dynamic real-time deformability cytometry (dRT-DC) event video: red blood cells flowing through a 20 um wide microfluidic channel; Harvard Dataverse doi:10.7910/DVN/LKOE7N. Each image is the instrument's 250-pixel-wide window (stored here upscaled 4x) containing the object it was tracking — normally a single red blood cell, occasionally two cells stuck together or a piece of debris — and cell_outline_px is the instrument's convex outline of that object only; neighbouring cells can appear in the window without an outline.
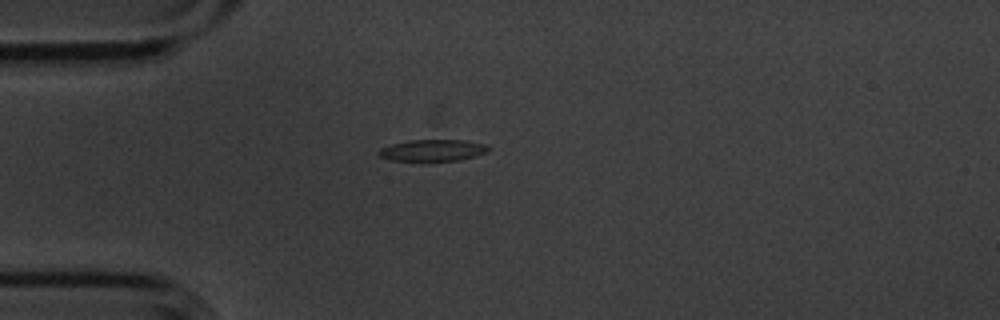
{"species": "common noctule bat (a hibernating species)", "species_latin": "Nyctalus noctula", "temperature_condition": "cold", "stored_images_in_passage": 4, "camera_frame_rate_fps": 3000, "um_per_image_px": 0.085, "animal": {"sex": "male", "body_mass_g": 20.1, "forearm_length_mm": 53.5}, "frame": {"image": 1, "passage_image": 1, "time_ms": 0.0, "image_size_px": [1000, 320], "cell_outline_px": [[488, 152], [476, 156], [460, 160], [388, 160], [380, 156], [376, 152], [380, 148], [392, 144], [408, 140], [468, 140], [484, 144], [488, 148]], "centroid_in_image_um": [36.77, 12.77], "position_along_channel_um": 48.2, "area_um2": 13.7}}
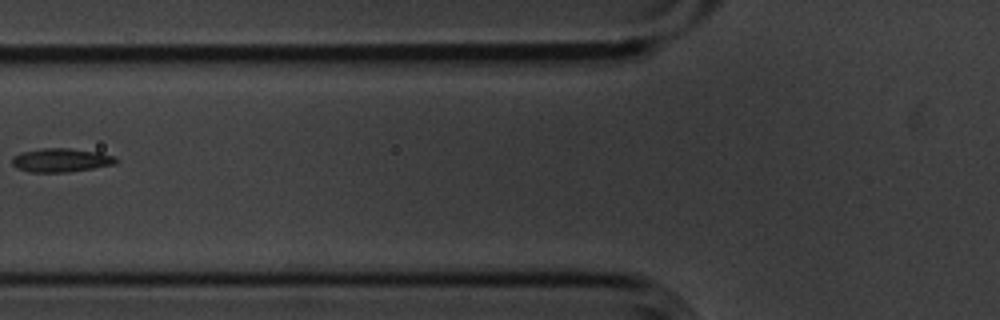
{"frame": {"image": 2, "passage_image": 3, "time_ms": 0.667, "image_size_px": [1000, 320], "cell_outline_px": [[116, 164], [68, 172], [32, 172], [16, 168], [12, 164], [12, 156], [24, 152], [44, 148], [68, 148], [100, 152], [116, 156]], "centroid_in_image_um": [5.2, 13.61], "position_along_channel_um": 120.6, "area_um2": 14.28}}
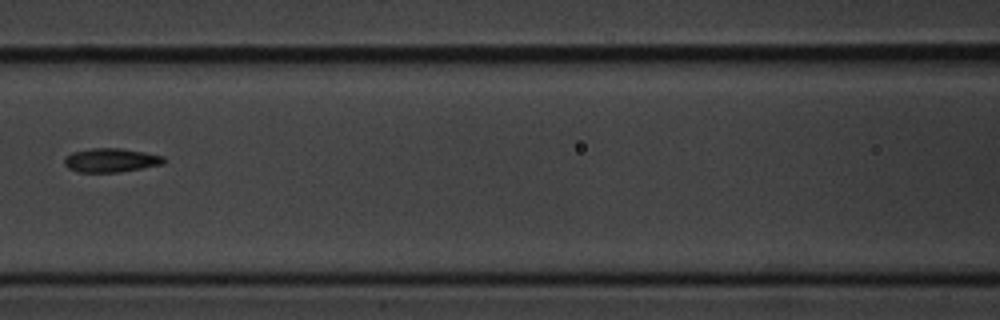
{"frame": {"image": 3, "passage_image": 4, "time_ms": 1.0, "image_size_px": [1000, 320], "cell_outline_px": [[168, 160], [164, 164], [116, 172], [76, 172], [68, 168], [64, 164], [64, 160], [72, 152], [88, 148], [120, 148], [144, 152], [164, 156]], "centroid_in_image_um": [9.44, 13.61], "position_along_channel_um": 157.2, "area_um2": 13.87}}